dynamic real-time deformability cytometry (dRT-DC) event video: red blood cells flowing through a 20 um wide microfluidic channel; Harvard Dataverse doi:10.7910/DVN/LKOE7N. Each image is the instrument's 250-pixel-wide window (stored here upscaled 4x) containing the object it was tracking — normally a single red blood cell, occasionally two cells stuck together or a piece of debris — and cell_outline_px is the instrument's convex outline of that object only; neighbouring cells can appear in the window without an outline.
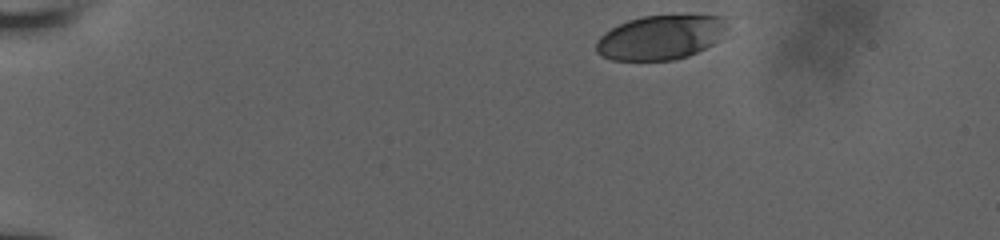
{"species": "human", "species_latin": "Homo sapiens", "temperature_condition": "room temperature", "stored_images_in_passage": 20, "camera_frame_rate_fps": 3000, "um_per_image_px": 0.085, "donor": {"sex": "male"}, "frame": {"image": 1, "passage_image": 1, "time_ms": 0.0, "image_size_px": [1000, 240], "cell_outline_px": [[728, 28], [712, 44], [688, 56], [676, 60], [612, 60], [600, 56], [596, 52], [596, 40], [604, 32], [628, 20], [644, 16], [724, 16], [728, 24]], "centroid_in_image_um": [56.12, 3.19], "position_along_channel_um": 28.9, "area_um2": 33.7}}
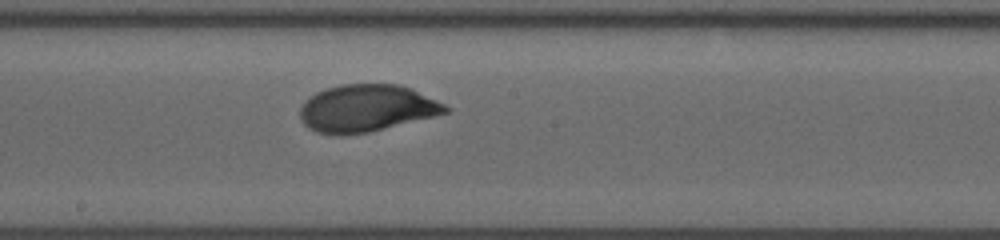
{"frame": {"image": 2, "passage_image": 12, "time_ms": 7.667, "image_size_px": [1000, 240], "cell_outline_px": [[452, 108], [448, 112], [368, 132], [340, 136], [316, 132], [308, 128], [304, 124], [300, 116], [300, 108], [308, 96], [324, 88], [340, 84], [400, 84], [412, 88]], "centroid_in_image_um": [31.11, 9.19], "position_along_channel_um": 217.1, "area_um2": 40.0}}
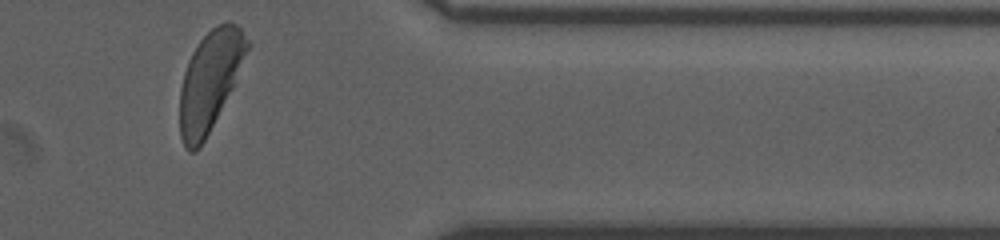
{"frame": {"image": 3, "passage_image": 20, "time_ms": 12.667, "image_size_px": [1000, 240], "cell_outline_px": [[248, 48], [232, 88], [204, 140], [192, 152], [188, 152], [180, 136], [180, 88], [184, 72], [188, 60], [192, 52], [200, 40], [216, 24], [224, 20], [232, 20], [240, 28], [248, 40]], "centroid_in_image_um": [17.82, 6.81], "position_along_channel_um": 393.6, "area_um2": 38.32}, "authors_computed_cell_mechanics": {"area_um2": 39.6219, "velocity_mm_per_s": 3.8078, "shape_relaxation_time_tau1_ms": 1.9581, "shape_relaxation_time_tau2_ms": null, "deformation_change_tau1": 0.1102, "deformation_change_tau2": null}}